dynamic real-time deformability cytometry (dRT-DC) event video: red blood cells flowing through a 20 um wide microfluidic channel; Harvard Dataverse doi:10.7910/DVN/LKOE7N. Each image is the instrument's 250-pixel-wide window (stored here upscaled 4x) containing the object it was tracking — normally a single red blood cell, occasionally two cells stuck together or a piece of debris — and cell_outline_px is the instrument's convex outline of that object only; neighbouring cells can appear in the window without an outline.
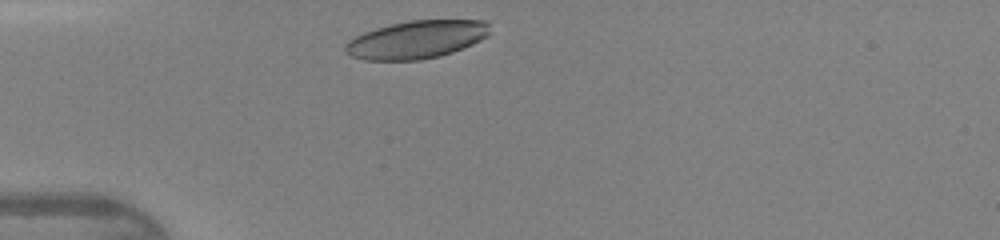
{"species": "human", "species_latin": "Homo sapiens", "temperature_condition": "warm", "stored_images_in_passage": 28, "camera_frame_rate_fps": 3000, "um_per_image_px": 0.085, "donor": {"sex": "female"}, "frame": {"image": 1, "passage_image": 2, "time_ms": 0.333, "image_size_px": [1000, 240], "cell_outline_px": [[492, 32], [488, 36], [472, 44], [452, 52], [440, 56], [420, 60], [364, 60], [352, 56], [344, 48], [344, 44], [348, 40], [364, 32], [376, 28], [392, 24], [412, 20], [484, 20], [488, 24]], "centroid_in_image_um": [35.42, 3.36], "position_along_channel_um": 49.6, "area_um2": 31.91}}
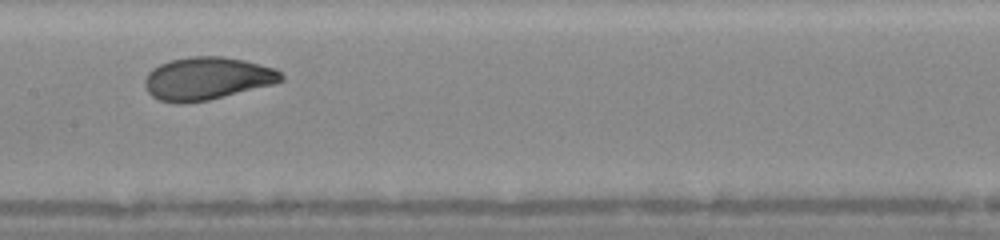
{"frame": {"image": 2, "passage_image": 13, "time_ms": 4.0, "image_size_px": [1000, 240], "cell_outline_px": [[284, 80], [276, 84], [208, 100], [184, 104], [160, 100], [152, 96], [144, 88], [144, 80], [148, 72], [152, 68], [160, 64], [172, 60], [188, 56], [224, 56], [244, 60], [276, 68], [284, 76]], "centroid_in_image_um": [17.62, 6.67], "position_along_channel_um": 189.8, "area_um2": 34.28}}
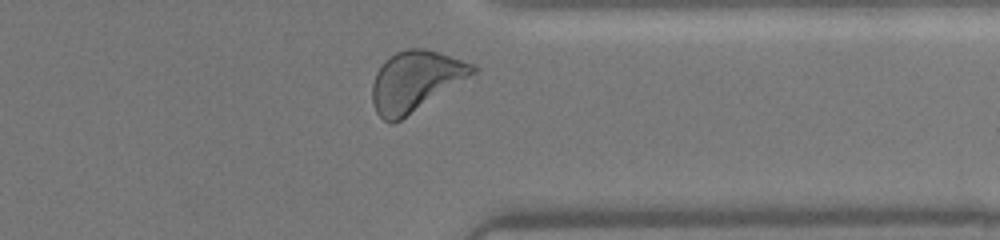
{"frame": {"image": 3, "passage_image": 26, "time_ms": 8.333, "image_size_px": [1000, 240], "cell_outline_px": [[480, 68], [476, 72], [400, 120], [392, 124], [384, 120], [376, 112], [372, 104], [372, 84], [376, 72], [384, 60], [396, 52], [408, 48], [424, 48], [476, 64]], "centroid_in_image_um": [35.28, 6.87], "position_along_channel_um": 376.1, "area_um2": 34.91}, "authors_computed_cell_mechanics": {"area_um2": 33.6685, "velocity_mm_per_s": 4.3302, "shape_relaxation_time_tau1_ms": 2.6029, "shape_relaxation_time_tau2_ms": null, "deformation_change_tau1": 0.1454, "deformation_change_tau2": null}}